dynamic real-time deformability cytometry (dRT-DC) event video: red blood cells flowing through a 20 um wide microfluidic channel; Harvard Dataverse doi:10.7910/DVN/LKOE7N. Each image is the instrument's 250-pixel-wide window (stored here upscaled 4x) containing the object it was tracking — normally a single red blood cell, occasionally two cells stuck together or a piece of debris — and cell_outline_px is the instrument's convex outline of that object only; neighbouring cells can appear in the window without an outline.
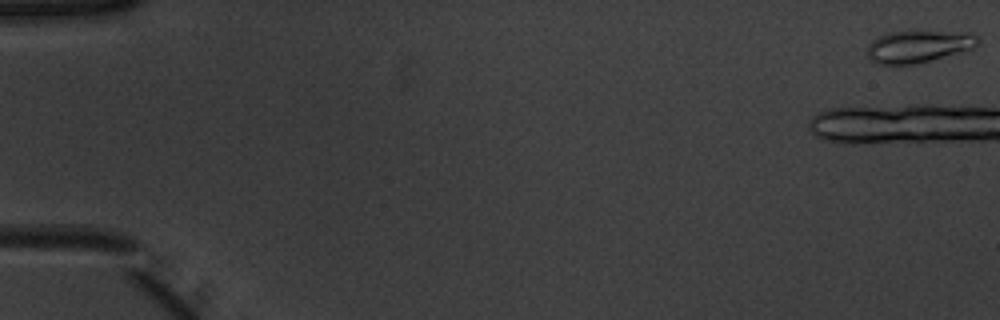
{"species": "common noctule bat (a hibernating species)", "species_latin": "Nyctalus noctula", "temperature_condition": "warm", "stored_images_in_passage": 7, "camera_frame_rate_fps": 3000, "um_per_image_px": 0.085, "animal": {"sex": "male", "body_mass_g": 20.1, "forearm_length_mm": 53.5}, "frame": {"image": 1, "passage_image": 1, "time_ms": 0.0, "image_size_px": [1000, 320], "cell_outline_px": [[980, 40], [976, 48], [932, 60], [916, 64], [876, 64], [868, 56], [868, 44], [872, 40], [888, 32], [940, 32], [976, 36]], "centroid_in_image_um": [78.03, 3.98], "position_along_channel_um": 7.0, "area_um2": 20.23}}